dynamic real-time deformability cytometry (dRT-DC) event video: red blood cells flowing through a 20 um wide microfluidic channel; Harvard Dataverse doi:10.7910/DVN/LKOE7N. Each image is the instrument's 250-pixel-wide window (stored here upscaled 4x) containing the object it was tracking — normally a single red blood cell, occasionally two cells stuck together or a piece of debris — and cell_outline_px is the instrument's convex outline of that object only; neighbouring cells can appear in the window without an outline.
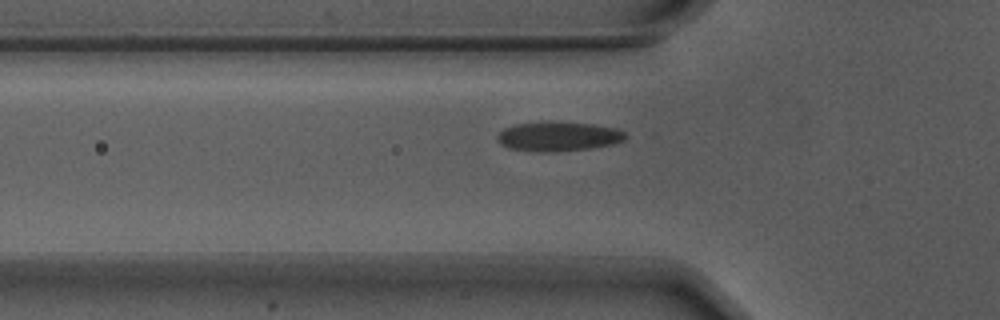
{"species": "Egyptian fruit bat (a non-hibernating species)", "species_latin": "Rousettus aegyptiacus", "temperature_condition": "warm", "stored_images_in_passage": 21, "camera_frame_rate_fps": 3000, "um_per_image_px": 0.085, "animal": {"sex": "male"}, "frame": {"image": 1, "passage_image": 4, "time_ms": 1.0, "image_size_px": [1000, 320], "cell_outline_px": [[628, 136], [624, 140], [612, 144], [592, 148], [552, 152], [540, 152], [508, 148], [500, 144], [496, 140], [496, 136], [504, 128], [516, 124], [592, 124], [616, 128], [624, 132]], "centroid_in_image_um": [47.46, 11.64], "position_along_channel_um": 78.3, "area_um2": 21.27}}